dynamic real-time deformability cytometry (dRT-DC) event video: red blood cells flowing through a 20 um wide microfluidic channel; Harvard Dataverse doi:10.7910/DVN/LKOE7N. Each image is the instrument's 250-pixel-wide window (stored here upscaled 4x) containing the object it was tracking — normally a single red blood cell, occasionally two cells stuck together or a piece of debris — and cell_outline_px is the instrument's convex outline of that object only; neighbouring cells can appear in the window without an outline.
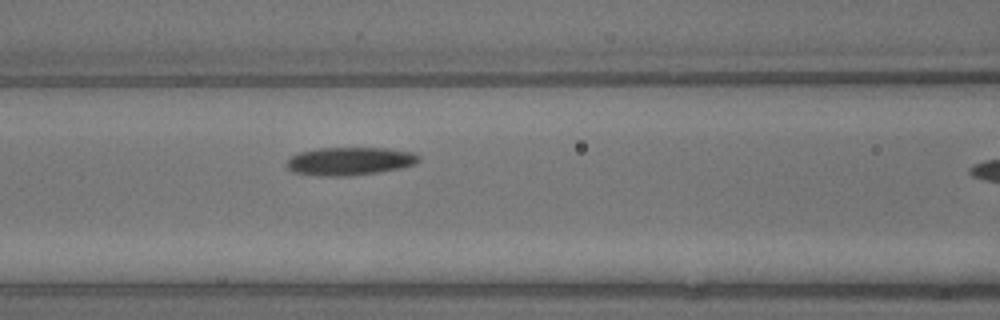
{"species": "common noctule bat (a hibernating species)", "species_latin": "Nyctalus noctula", "temperature_condition": "warm", "stored_images_in_passage": 5, "segment_of_instrument_passage": [1, 2], "camera_frame_rate_fps": 3000, "um_per_image_px": 0.085, "animal": {"sex": "male", "body_mass_g": 13.3}, "frame": {"image": 1, "passage_image": 4, "time_ms": 1.0, "image_size_px": [1000, 320], "cell_outline_px": [[420, 160], [416, 164], [400, 168], [376, 172], [348, 176], [332, 176], [292, 172], [288, 168], [288, 160], [292, 156], [300, 152], [320, 148], [384, 148], [412, 152], [420, 156]], "centroid_in_image_um": [29.77, 13.69], "position_along_channel_um": 136.8, "area_um2": 21.27}}